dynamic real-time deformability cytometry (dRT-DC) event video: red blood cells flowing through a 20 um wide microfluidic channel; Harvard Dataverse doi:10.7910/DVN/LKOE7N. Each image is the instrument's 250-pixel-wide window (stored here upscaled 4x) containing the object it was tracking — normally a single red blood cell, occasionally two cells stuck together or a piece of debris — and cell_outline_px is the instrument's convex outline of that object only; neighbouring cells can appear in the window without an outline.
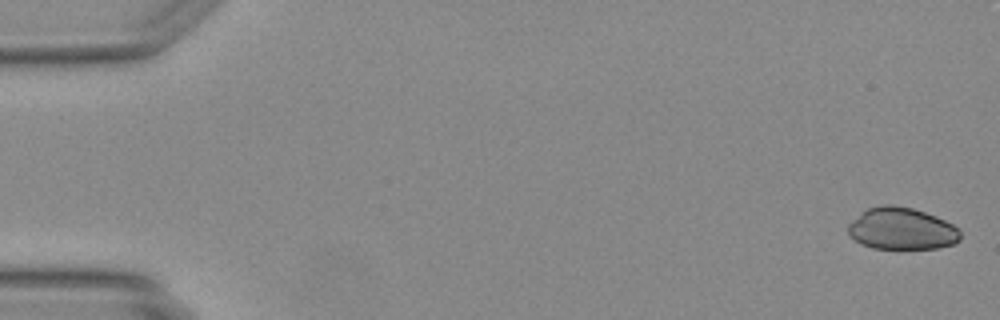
{"species": "Egyptian fruit bat (a non-hibernating species)", "species_latin": "Rousettus aegyptiacus", "temperature_condition": "warm", "stored_images_in_passage": 48, "camera_frame_rate_fps": 3000, "um_per_image_px": 0.085, "animal": {"sex": "female"}, "frame": {"image": 1, "passage_image": 1, "time_ms": 0.0, "image_size_px": [1000, 320], "cell_outline_px": [[960, 240], [956, 244], [936, 248], [872, 248], [860, 244], [848, 232], [848, 224], [852, 220], [868, 208], [880, 204], [892, 204], [912, 208], [936, 216], [952, 224], [960, 232]], "centroid_in_image_um": [76.64, 19.43], "position_along_channel_um": 8.4, "area_um2": 27.34}}
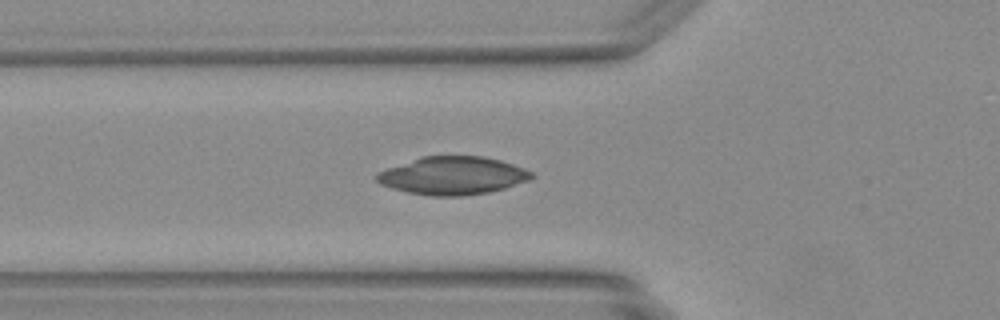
{"frame": {"image": 2, "passage_image": 17, "time_ms": 5.333, "image_size_px": [1000, 320], "cell_outline_px": [[536, 176], [528, 180], [504, 188], [488, 192], [464, 196], [432, 196], [408, 192], [392, 188], [380, 184], [376, 180], [376, 176], [380, 172], [388, 168], [420, 156], [484, 156], [500, 160], [524, 168], [532, 172]], "centroid_in_image_um": [38.49, 14.93], "position_along_channel_um": 87.3, "area_um2": 34.1}}
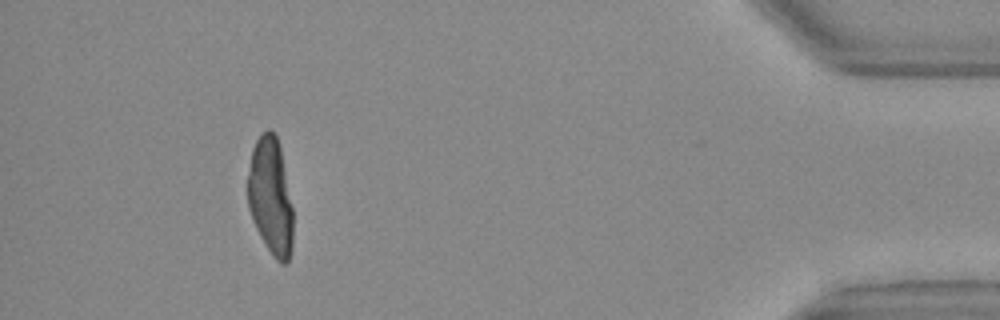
{"frame": {"image": 3, "passage_image": 44, "time_ms": 14.333, "image_size_px": [1000, 320], "cell_outline_px": [[292, 248], [288, 260], [284, 264], [280, 264], [276, 260], [268, 248], [256, 228], [252, 220], [248, 208], [248, 172], [252, 148], [256, 140], [268, 128], [276, 136], [280, 148], [292, 208]], "centroid_in_image_um": [22.98, 16.71], "position_along_channel_um": 412.2, "area_um2": 30.52}}